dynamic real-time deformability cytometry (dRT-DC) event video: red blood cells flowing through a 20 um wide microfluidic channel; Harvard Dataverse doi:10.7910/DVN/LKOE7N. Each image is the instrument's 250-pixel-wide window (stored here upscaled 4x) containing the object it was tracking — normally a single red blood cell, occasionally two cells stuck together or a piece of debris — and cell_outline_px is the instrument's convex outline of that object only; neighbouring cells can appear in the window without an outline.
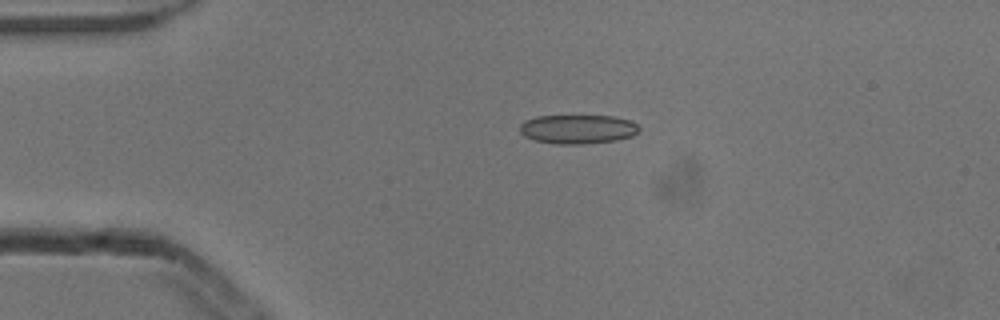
{"species": "common noctule bat (a hibernating species)", "species_latin": "Nyctalus noctula", "temperature_condition": "cold", "stored_images_in_passage": 5, "camera_frame_rate_fps": 3000, "um_per_image_px": 0.085, "animal": {"sex": "male", "body_mass_g": 13.3}, "frame": {"image": 1, "passage_image": 5, "time_ms": 1.333, "image_size_px": [1000, 320], "cell_outline_px": [[640, 128], [632, 136], [616, 140], [580, 144], [556, 144], [536, 140], [524, 136], [520, 132], [520, 124], [524, 120], [536, 116], [616, 116], [632, 120]], "centroid_in_image_um": [49.1, 10.97], "position_along_channel_um": 35.9, "area_um2": 20.23}}